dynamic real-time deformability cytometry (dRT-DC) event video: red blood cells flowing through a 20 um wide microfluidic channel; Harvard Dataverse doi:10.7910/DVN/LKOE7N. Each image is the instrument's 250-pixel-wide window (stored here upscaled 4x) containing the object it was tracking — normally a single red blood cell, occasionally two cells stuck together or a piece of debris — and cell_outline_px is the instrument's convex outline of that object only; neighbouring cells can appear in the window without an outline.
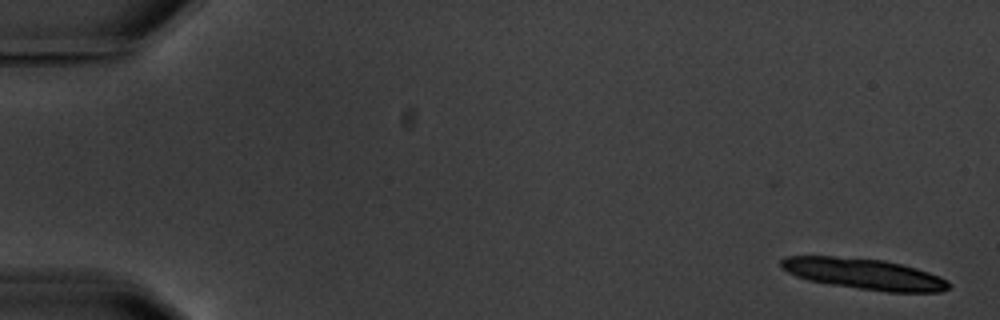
{"species": "common noctule bat (a hibernating species)", "species_latin": "Nyctalus noctula", "temperature_condition": "warm", "stored_images_in_passage": 8, "camera_frame_rate_fps": 3000, "um_per_image_px": 0.085, "animal": {"sex": "male", "body_mass_g": 20.1, "forearm_length_mm": 53.5}, "frame": {"image": 1, "passage_image": 1, "time_ms": 0.0, "image_size_px": [1000, 320], "cell_outline_px": [[952, 288], [940, 292], [888, 292], [856, 288], [808, 280], [796, 276], [780, 268], [780, 260], [784, 256], [832, 256], [884, 260], [916, 268], [940, 276], [948, 280], [952, 284]], "centroid_in_image_um": [73.47, 23.29], "position_along_channel_um": 11.5, "area_um2": 30.35}}
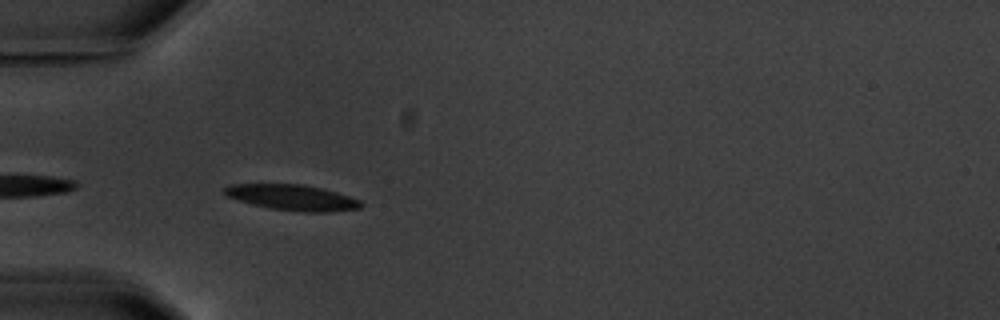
{"frame": {"image": 2, "passage_image": 6, "time_ms": 5.667, "image_size_px": [1000, 320], "cell_outline_px": [[364, 204], [360, 208], [328, 212], [304, 212], [268, 208], [252, 204], [224, 196], [220, 192], [224, 188], [232, 184], [304, 184], [336, 192], [360, 200]], "centroid_in_image_um": [24.8, 16.79], "position_along_channel_um": 60.2, "area_um2": 20.52}}
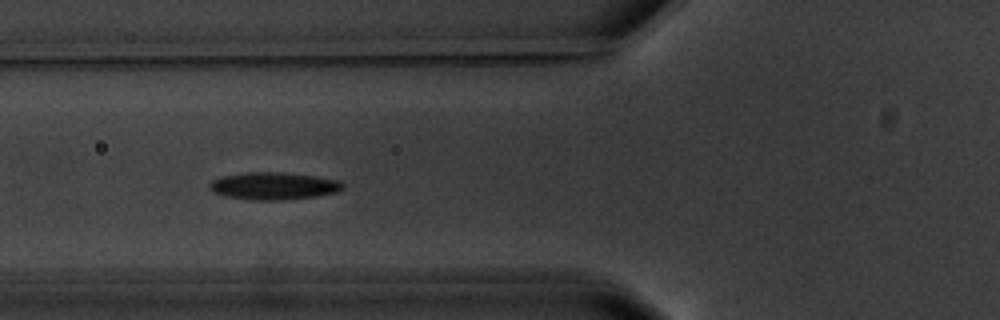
{"frame": {"image": 3, "passage_image": 7, "time_ms": 7.0, "image_size_px": [1000, 320], "cell_outline_px": [[344, 188], [336, 192], [316, 196], [280, 200], [252, 200], [224, 196], [212, 192], [208, 188], [208, 184], [212, 180], [224, 176], [248, 172], [280, 172], [312, 176], [340, 180], [344, 184]], "centroid_in_image_um": [23.23, 15.81], "position_along_channel_um": 102.6, "area_um2": 21.21}}